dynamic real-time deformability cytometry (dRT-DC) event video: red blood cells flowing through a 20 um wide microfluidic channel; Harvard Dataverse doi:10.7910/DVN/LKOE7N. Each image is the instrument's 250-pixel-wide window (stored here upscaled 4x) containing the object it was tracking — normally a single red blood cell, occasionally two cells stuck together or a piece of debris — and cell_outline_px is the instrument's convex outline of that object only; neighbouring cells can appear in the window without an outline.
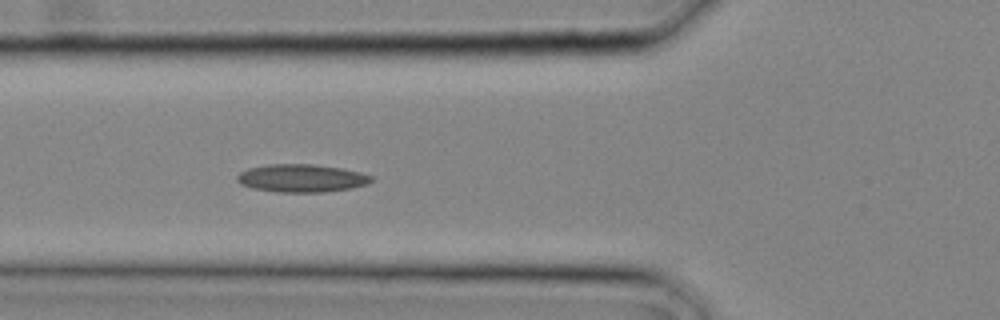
{"species": "common noctule bat (a hibernating species)", "species_latin": "Nyctalus noctula", "temperature_condition": "cold", "stored_images_in_passage": 11, "camera_frame_rate_fps": 3000, "um_per_image_px": 0.085, "animal": {"sex": "male", "body_mass_g": 20.4}, "frame": {"image": 1, "passage_image": 11, "time_ms": 3.333, "image_size_px": [1000, 320], "cell_outline_px": [[372, 180], [368, 184], [348, 188], [324, 192], [276, 192], [252, 188], [240, 184], [236, 180], [236, 176], [240, 172], [248, 168], [268, 164], [312, 164], [340, 168], [360, 172], [372, 176]], "centroid_in_image_um": [25.58, 15.14], "position_along_channel_um": 100.2, "area_um2": 21.79}}